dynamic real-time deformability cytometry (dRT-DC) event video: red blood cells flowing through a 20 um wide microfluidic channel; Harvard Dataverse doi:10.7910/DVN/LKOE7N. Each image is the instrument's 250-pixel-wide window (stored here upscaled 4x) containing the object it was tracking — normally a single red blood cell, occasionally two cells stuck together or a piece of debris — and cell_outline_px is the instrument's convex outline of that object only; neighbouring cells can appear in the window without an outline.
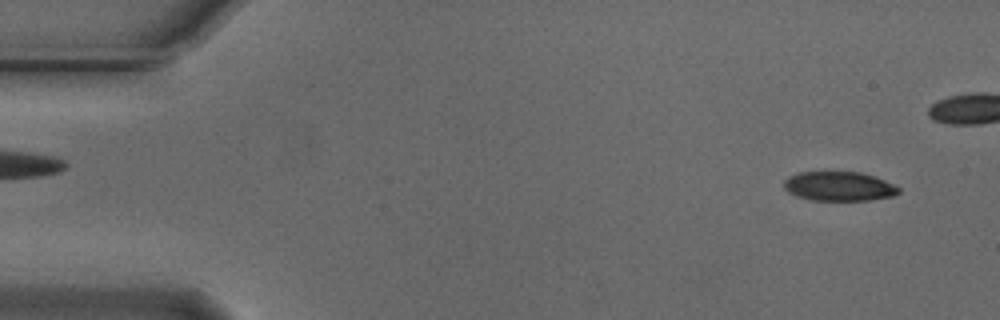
{"species": "Egyptian fruit bat (a non-hibernating species)", "species_latin": "Rousettus aegyptiacus", "temperature_condition": "cold", "stored_images_in_passage": 44, "camera_frame_rate_fps": 3000, "um_per_image_px": 0.085, "animal": {"sex": "male"}, "frame": {"image": 1, "passage_image": 3, "time_ms": 0.667, "image_size_px": [1000, 320], "cell_outline_px": [[900, 192], [892, 196], [872, 200], [812, 200], [796, 196], [788, 192], [784, 188], [784, 180], [788, 176], [800, 172], [860, 172], [876, 176], [900, 188]], "centroid_in_image_um": [71.31, 15.83], "position_along_channel_um": 13.7, "area_um2": 19.65}}
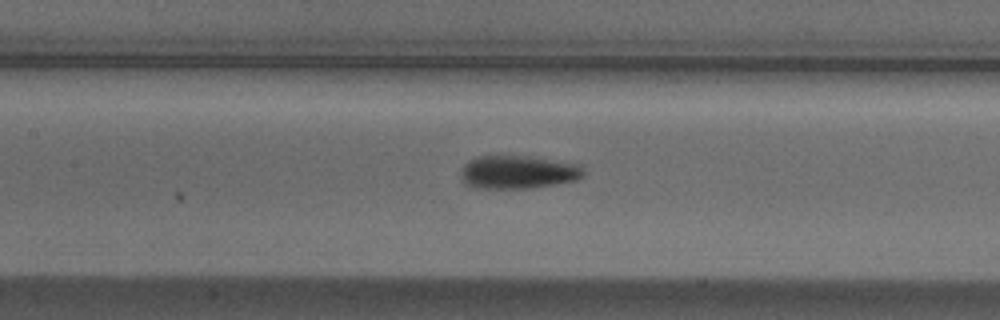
{"frame": {"image": 2, "passage_image": 24, "time_ms": 7.667, "image_size_px": [1000, 320], "cell_outline_px": [[584, 176], [576, 180], [556, 184], [528, 188], [480, 188], [468, 184], [464, 180], [460, 172], [464, 164], [468, 160], [476, 156], [528, 156], [580, 164], [584, 172]], "centroid_in_image_um": [44.05, 14.62], "position_along_channel_um": 163.3, "area_um2": 23.64}}
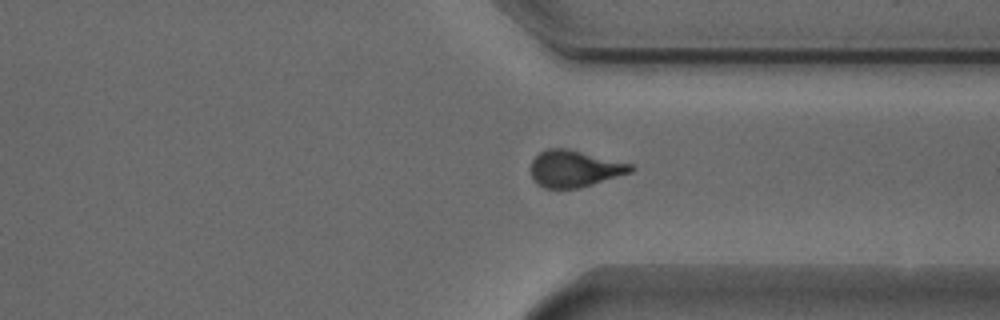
{"frame": {"image": 3, "passage_image": 40, "time_ms": 13.0, "image_size_px": [1000, 320], "cell_outline_px": [[636, 168], [632, 172], [580, 188], [544, 188], [536, 184], [532, 180], [532, 160], [540, 152], [548, 148], [568, 148], [632, 164]], "centroid_in_image_um": [48.84, 14.34], "position_along_channel_um": 362.6, "area_um2": 21.44}}